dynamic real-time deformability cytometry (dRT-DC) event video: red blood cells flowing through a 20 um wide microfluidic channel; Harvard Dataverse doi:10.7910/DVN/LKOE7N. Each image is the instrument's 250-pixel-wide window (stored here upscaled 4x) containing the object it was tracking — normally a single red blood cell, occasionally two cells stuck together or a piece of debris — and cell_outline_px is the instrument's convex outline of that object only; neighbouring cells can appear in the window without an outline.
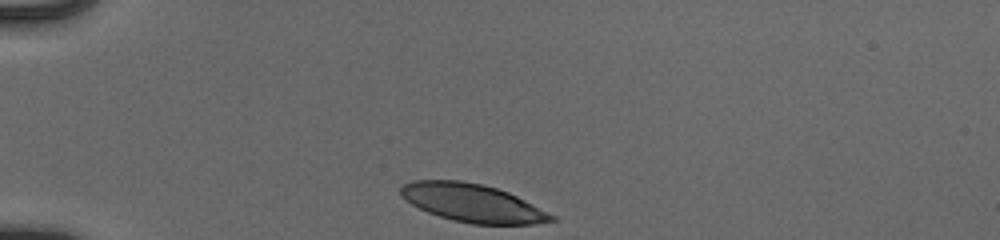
{"species": "human", "species_latin": "Homo sapiens", "temperature_condition": "cold", "stored_images_in_passage": 32, "camera_frame_rate_fps": 3000, "um_per_image_px": 0.085, "donor": {"sex": "male"}, "frame": {"image": 1, "passage_image": 1, "time_ms": 0.0, "image_size_px": [1000, 240], "cell_outline_px": [[556, 220], [532, 224], [472, 224], [452, 220], [428, 212], [412, 204], [400, 196], [400, 188], [404, 184], [412, 180], [460, 180], [484, 184], [508, 192], [556, 216]], "centroid_in_image_um": [40.14, 17.24], "position_along_channel_um": 44.9, "area_um2": 33.29}}
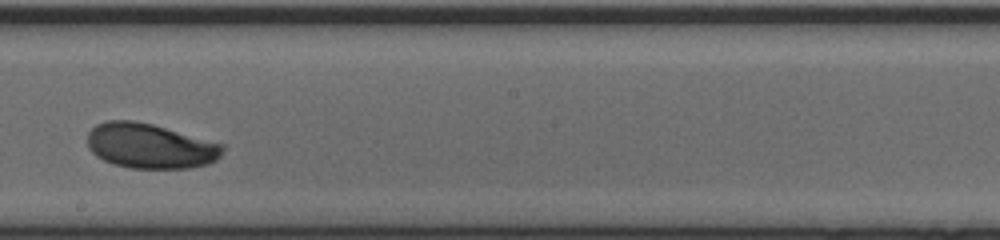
{"frame": {"image": 2, "passage_image": 19, "time_ms": 6.0, "image_size_px": [1000, 240], "cell_outline_px": [[224, 148], [220, 156], [216, 160], [208, 164], [188, 168], [132, 168], [112, 164], [96, 156], [88, 148], [88, 132], [96, 124], [108, 120], [132, 120], [152, 124], [224, 144]], "centroid_in_image_um": [12.75, 12.4], "position_along_channel_um": 235.5, "area_um2": 35.43}}
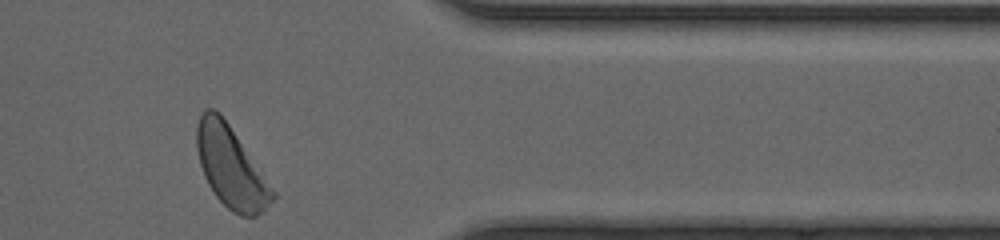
{"frame": {"image": 3, "passage_image": 32, "time_ms": 10.333, "image_size_px": [1000, 240], "cell_outline_px": [[276, 196], [256, 216], [240, 216], [232, 212], [216, 196], [208, 184], [204, 176], [200, 164], [196, 148], [196, 124], [204, 108], [212, 108], [220, 112], [276, 192]], "centroid_in_image_um": [19.59, 14.18], "position_along_channel_um": 391.8, "area_um2": 35.49}, "authors_computed_cell_mechanics": {"area_um2": 35.4603, "velocity_mm_per_s": 3.8809, "shape_relaxation_time_tau1_ms": 2.9751, "shape_relaxation_time_tau2_ms": null, "deformation_change_tau1": 0.149, "deformation_change_tau2": null}}